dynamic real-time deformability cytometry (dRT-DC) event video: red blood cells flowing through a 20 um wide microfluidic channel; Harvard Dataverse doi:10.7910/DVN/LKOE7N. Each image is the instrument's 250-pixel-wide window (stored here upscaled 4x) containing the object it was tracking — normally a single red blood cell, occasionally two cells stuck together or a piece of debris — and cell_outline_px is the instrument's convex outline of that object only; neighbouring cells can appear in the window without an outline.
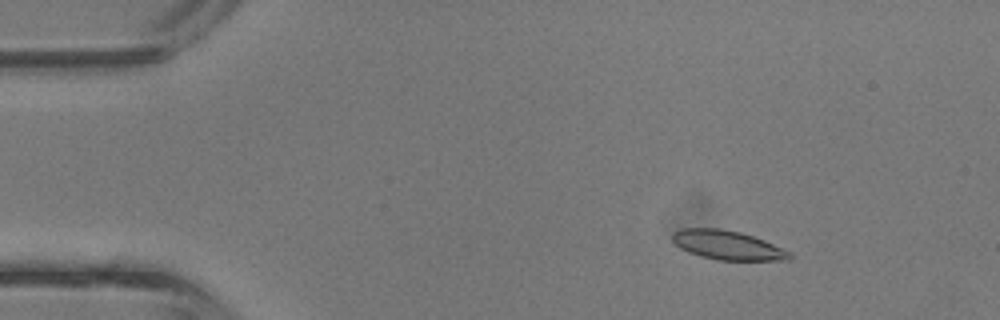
{"species": "common noctule bat (a hibernating species)", "species_latin": "Nyctalus noctula", "temperature_condition": "room temperature", "stored_images_in_passage": 4, "camera_frame_rate_fps": 3000, "um_per_image_px": 0.085, "animal": {"sex": "male", "body_mass_g": 13.3}, "frame": {"image": 1, "passage_image": 2, "time_ms": 0.333, "image_size_px": [1000, 320], "cell_outline_px": [[792, 260], [716, 260], [700, 256], [688, 252], [680, 248], [672, 240], [672, 232], [684, 228], [720, 228], [740, 232], [764, 240], [792, 252]], "centroid_in_image_um": [61.85, 20.84], "position_along_channel_um": 23.2, "area_um2": 20.0}}